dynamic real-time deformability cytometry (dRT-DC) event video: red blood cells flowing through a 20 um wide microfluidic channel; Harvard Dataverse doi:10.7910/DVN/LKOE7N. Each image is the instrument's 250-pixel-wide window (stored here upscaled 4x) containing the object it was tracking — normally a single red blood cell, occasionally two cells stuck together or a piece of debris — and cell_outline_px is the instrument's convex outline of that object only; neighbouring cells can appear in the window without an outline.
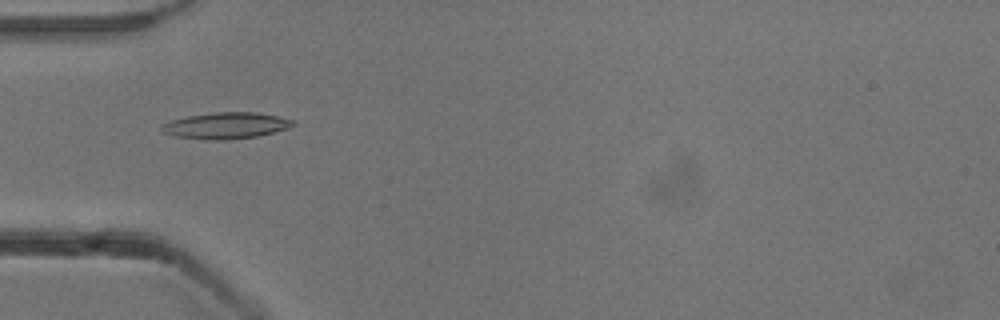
{"species": "common noctule bat (a hibernating species)", "species_latin": "Nyctalus noctula", "temperature_condition": "cold", "stored_images_in_passage": 48, "camera_frame_rate_fps": 3000, "um_per_image_px": 0.085, "animal": {"sex": "male", "body_mass_g": 13.3}, "frame": {"image": 1, "passage_image": 12, "time_ms": 3.667, "image_size_px": [1000, 320], "cell_outline_px": [[296, 124], [288, 128], [256, 136], [224, 140], [204, 140], [176, 136], [164, 132], [160, 128], [160, 124], [172, 120], [188, 116], [216, 112], [256, 112], [296, 120]], "centroid_in_image_um": [19.2, 10.67], "position_along_channel_um": 65.8, "area_um2": 20.06}}
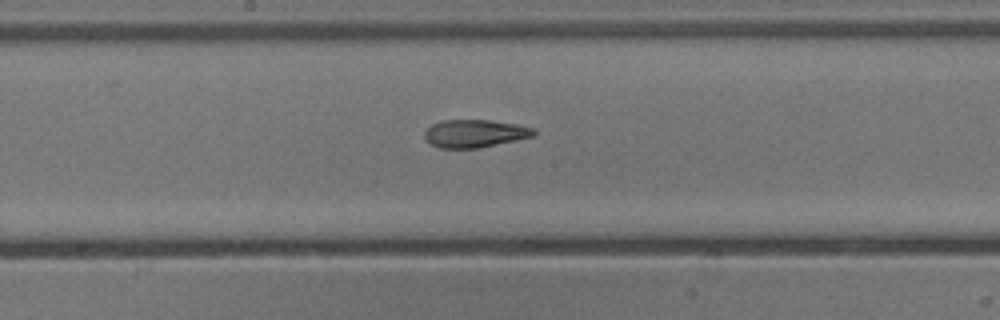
{"frame": {"image": 2, "passage_image": 23, "time_ms": 7.333, "image_size_px": [1000, 320], "cell_outline_px": [[536, 136], [480, 148], [440, 148], [432, 144], [424, 136], [424, 132], [432, 124], [440, 120], [488, 120], [516, 124], [536, 128]], "centroid_in_image_um": [40.4, 11.34], "position_along_channel_um": 207.8, "area_um2": 17.8}}
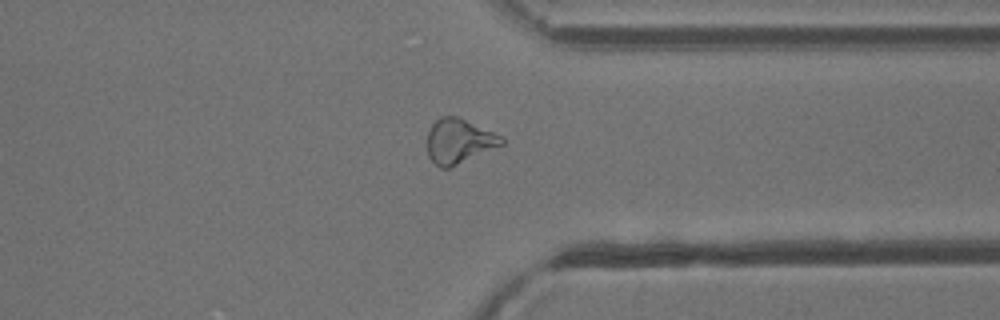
{"frame": {"image": 3, "passage_image": 36, "time_ms": 11.667, "image_size_px": [1000, 320], "cell_outline_px": [[504, 144], [448, 168], [440, 168], [428, 156], [428, 132], [432, 124], [440, 116], [456, 116], [492, 132], [500, 136], [504, 140]], "centroid_in_image_um": [38.98, 12.0], "position_along_channel_um": 372.4, "area_um2": 18.84}, "authors_computed_cell_mechanics": {"area_um2": 18.9295, "velocity_mm_per_s": 3.8598, "shape_relaxation_time_tau1_ms": null, "shape_relaxation_time_tau2_ms": 2.8421, "deformation_change_tau1": null, "deformation_change_tau2": 0.1085}}